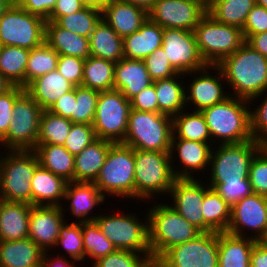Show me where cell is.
Segmentation results:
<instances>
[{"mask_svg": "<svg viewBox=\"0 0 267 267\" xmlns=\"http://www.w3.org/2000/svg\"><path fill=\"white\" fill-rule=\"evenodd\" d=\"M130 102L131 109L158 113V100L154 84L139 92Z\"/></svg>", "mask_w": 267, "mask_h": 267, "instance_id": "obj_56", "label": "cell"}, {"mask_svg": "<svg viewBox=\"0 0 267 267\" xmlns=\"http://www.w3.org/2000/svg\"><path fill=\"white\" fill-rule=\"evenodd\" d=\"M30 50L17 46H2L0 73L12 84L25 88V72Z\"/></svg>", "mask_w": 267, "mask_h": 267, "instance_id": "obj_40", "label": "cell"}, {"mask_svg": "<svg viewBox=\"0 0 267 267\" xmlns=\"http://www.w3.org/2000/svg\"><path fill=\"white\" fill-rule=\"evenodd\" d=\"M172 135L171 116L131 109L122 144L138 150L170 152Z\"/></svg>", "mask_w": 267, "mask_h": 267, "instance_id": "obj_6", "label": "cell"}, {"mask_svg": "<svg viewBox=\"0 0 267 267\" xmlns=\"http://www.w3.org/2000/svg\"><path fill=\"white\" fill-rule=\"evenodd\" d=\"M163 29L148 17L138 31L123 38L124 58L144 60L162 46Z\"/></svg>", "mask_w": 267, "mask_h": 267, "instance_id": "obj_25", "label": "cell"}, {"mask_svg": "<svg viewBox=\"0 0 267 267\" xmlns=\"http://www.w3.org/2000/svg\"><path fill=\"white\" fill-rule=\"evenodd\" d=\"M102 19L122 38L138 31L148 12L123 0H113L101 9Z\"/></svg>", "mask_w": 267, "mask_h": 267, "instance_id": "obj_22", "label": "cell"}, {"mask_svg": "<svg viewBox=\"0 0 267 267\" xmlns=\"http://www.w3.org/2000/svg\"><path fill=\"white\" fill-rule=\"evenodd\" d=\"M135 198L150 199L156 193H169L176 177L170 152L134 149Z\"/></svg>", "mask_w": 267, "mask_h": 267, "instance_id": "obj_4", "label": "cell"}, {"mask_svg": "<svg viewBox=\"0 0 267 267\" xmlns=\"http://www.w3.org/2000/svg\"><path fill=\"white\" fill-rule=\"evenodd\" d=\"M101 215L95 222L103 235L112 242L118 250H128L136 253L151 254L148 240V217L145 223L135 214ZM135 215V216H134ZM141 222H140V221Z\"/></svg>", "mask_w": 267, "mask_h": 267, "instance_id": "obj_13", "label": "cell"}, {"mask_svg": "<svg viewBox=\"0 0 267 267\" xmlns=\"http://www.w3.org/2000/svg\"><path fill=\"white\" fill-rule=\"evenodd\" d=\"M59 54L46 42L30 50L25 72V87L39 76L57 70Z\"/></svg>", "mask_w": 267, "mask_h": 267, "instance_id": "obj_43", "label": "cell"}, {"mask_svg": "<svg viewBox=\"0 0 267 267\" xmlns=\"http://www.w3.org/2000/svg\"><path fill=\"white\" fill-rule=\"evenodd\" d=\"M123 1L141 7L147 12H149L152 9L156 0H123Z\"/></svg>", "mask_w": 267, "mask_h": 267, "instance_id": "obj_63", "label": "cell"}, {"mask_svg": "<svg viewBox=\"0 0 267 267\" xmlns=\"http://www.w3.org/2000/svg\"><path fill=\"white\" fill-rule=\"evenodd\" d=\"M214 189L231 207L243 198L253 194L249 180L240 182H210Z\"/></svg>", "mask_w": 267, "mask_h": 267, "instance_id": "obj_50", "label": "cell"}, {"mask_svg": "<svg viewBox=\"0 0 267 267\" xmlns=\"http://www.w3.org/2000/svg\"><path fill=\"white\" fill-rule=\"evenodd\" d=\"M81 1H83L86 5L95 6L102 9L113 0H81Z\"/></svg>", "mask_w": 267, "mask_h": 267, "instance_id": "obj_64", "label": "cell"}, {"mask_svg": "<svg viewBox=\"0 0 267 267\" xmlns=\"http://www.w3.org/2000/svg\"><path fill=\"white\" fill-rule=\"evenodd\" d=\"M25 90V88L13 85L9 90L0 94V137L2 138L8 131L12 119V111L15 99Z\"/></svg>", "mask_w": 267, "mask_h": 267, "instance_id": "obj_53", "label": "cell"}, {"mask_svg": "<svg viewBox=\"0 0 267 267\" xmlns=\"http://www.w3.org/2000/svg\"><path fill=\"white\" fill-rule=\"evenodd\" d=\"M204 232H227L231 220V206L212 188L204 195L201 208Z\"/></svg>", "mask_w": 267, "mask_h": 267, "instance_id": "obj_36", "label": "cell"}, {"mask_svg": "<svg viewBox=\"0 0 267 267\" xmlns=\"http://www.w3.org/2000/svg\"><path fill=\"white\" fill-rule=\"evenodd\" d=\"M72 124L67 118L51 113L48 110L42 111L36 144L64 146Z\"/></svg>", "mask_w": 267, "mask_h": 267, "instance_id": "obj_41", "label": "cell"}, {"mask_svg": "<svg viewBox=\"0 0 267 267\" xmlns=\"http://www.w3.org/2000/svg\"><path fill=\"white\" fill-rule=\"evenodd\" d=\"M96 139L93 125L73 123L64 147L76 156Z\"/></svg>", "mask_w": 267, "mask_h": 267, "instance_id": "obj_49", "label": "cell"}, {"mask_svg": "<svg viewBox=\"0 0 267 267\" xmlns=\"http://www.w3.org/2000/svg\"><path fill=\"white\" fill-rule=\"evenodd\" d=\"M90 54L93 57L118 62L124 58L123 38L103 19L89 36Z\"/></svg>", "mask_w": 267, "mask_h": 267, "instance_id": "obj_33", "label": "cell"}, {"mask_svg": "<svg viewBox=\"0 0 267 267\" xmlns=\"http://www.w3.org/2000/svg\"><path fill=\"white\" fill-rule=\"evenodd\" d=\"M14 3H15V0H0V17L5 12H7Z\"/></svg>", "mask_w": 267, "mask_h": 267, "instance_id": "obj_65", "label": "cell"}, {"mask_svg": "<svg viewBox=\"0 0 267 267\" xmlns=\"http://www.w3.org/2000/svg\"><path fill=\"white\" fill-rule=\"evenodd\" d=\"M253 193L267 197V147L263 146L254 156L249 170Z\"/></svg>", "mask_w": 267, "mask_h": 267, "instance_id": "obj_48", "label": "cell"}, {"mask_svg": "<svg viewBox=\"0 0 267 267\" xmlns=\"http://www.w3.org/2000/svg\"><path fill=\"white\" fill-rule=\"evenodd\" d=\"M206 4H208L211 0H203Z\"/></svg>", "mask_w": 267, "mask_h": 267, "instance_id": "obj_69", "label": "cell"}, {"mask_svg": "<svg viewBox=\"0 0 267 267\" xmlns=\"http://www.w3.org/2000/svg\"><path fill=\"white\" fill-rule=\"evenodd\" d=\"M13 85L0 73V94L9 90Z\"/></svg>", "mask_w": 267, "mask_h": 267, "instance_id": "obj_66", "label": "cell"}, {"mask_svg": "<svg viewBox=\"0 0 267 267\" xmlns=\"http://www.w3.org/2000/svg\"><path fill=\"white\" fill-rule=\"evenodd\" d=\"M217 66L235 97L253 102L267 92V58L247 42Z\"/></svg>", "mask_w": 267, "mask_h": 267, "instance_id": "obj_1", "label": "cell"}, {"mask_svg": "<svg viewBox=\"0 0 267 267\" xmlns=\"http://www.w3.org/2000/svg\"><path fill=\"white\" fill-rule=\"evenodd\" d=\"M206 13L203 0H156L148 16L162 28L194 31Z\"/></svg>", "mask_w": 267, "mask_h": 267, "instance_id": "obj_16", "label": "cell"}, {"mask_svg": "<svg viewBox=\"0 0 267 267\" xmlns=\"http://www.w3.org/2000/svg\"><path fill=\"white\" fill-rule=\"evenodd\" d=\"M246 42L267 58V32L252 35Z\"/></svg>", "mask_w": 267, "mask_h": 267, "instance_id": "obj_62", "label": "cell"}, {"mask_svg": "<svg viewBox=\"0 0 267 267\" xmlns=\"http://www.w3.org/2000/svg\"><path fill=\"white\" fill-rule=\"evenodd\" d=\"M150 78L155 81L170 78L179 72L170 64L162 47L156 49L144 59Z\"/></svg>", "mask_w": 267, "mask_h": 267, "instance_id": "obj_51", "label": "cell"}, {"mask_svg": "<svg viewBox=\"0 0 267 267\" xmlns=\"http://www.w3.org/2000/svg\"><path fill=\"white\" fill-rule=\"evenodd\" d=\"M267 96V93H266ZM257 106L256 109L250 111L251 133L253 139L262 146L267 145V97Z\"/></svg>", "mask_w": 267, "mask_h": 267, "instance_id": "obj_54", "label": "cell"}, {"mask_svg": "<svg viewBox=\"0 0 267 267\" xmlns=\"http://www.w3.org/2000/svg\"><path fill=\"white\" fill-rule=\"evenodd\" d=\"M172 138H181L199 142L211 143V134L201 111L192 113L182 111L172 117ZM177 134V135H176ZM209 140V141H208Z\"/></svg>", "mask_w": 267, "mask_h": 267, "instance_id": "obj_38", "label": "cell"}, {"mask_svg": "<svg viewBox=\"0 0 267 267\" xmlns=\"http://www.w3.org/2000/svg\"><path fill=\"white\" fill-rule=\"evenodd\" d=\"M155 264L158 267H218V233L202 232L167 250Z\"/></svg>", "mask_w": 267, "mask_h": 267, "instance_id": "obj_14", "label": "cell"}, {"mask_svg": "<svg viewBox=\"0 0 267 267\" xmlns=\"http://www.w3.org/2000/svg\"><path fill=\"white\" fill-rule=\"evenodd\" d=\"M134 174V149L122 143H114L94 184L104 196L107 193L135 199Z\"/></svg>", "mask_w": 267, "mask_h": 267, "instance_id": "obj_7", "label": "cell"}, {"mask_svg": "<svg viewBox=\"0 0 267 267\" xmlns=\"http://www.w3.org/2000/svg\"><path fill=\"white\" fill-rule=\"evenodd\" d=\"M75 102L77 101L75 98L74 86L71 91L59 98L48 111L61 117L70 119L72 113H74Z\"/></svg>", "mask_w": 267, "mask_h": 267, "instance_id": "obj_58", "label": "cell"}, {"mask_svg": "<svg viewBox=\"0 0 267 267\" xmlns=\"http://www.w3.org/2000/svg\"><path fill=\"white\" fill-rule=\"evenodd\" d=\"M82 240L85 259L91 257V259H94V262L116 250L112 242L103 235L95 221L82 223Z\"/></svg>", "mask_w": 267, "mask_h": 267, "instance_id": "obj_44", "label": "cell"}, {"mask_svg": "<svg viewBox=\"0 0 267 267\" xmlns=\"http://www.w3.org/2000/svg\"><path fill=\"white\" fill-rule=\"evenodd\" d=\"M131 102L121 91L99 93L93 128L98 139L122 143L128 128Z\"/></svg>", "mask_w": 267, "mask_h": 267, "instance_id": "obj_12", "label": "cell"}, {"mask_svg": "<svg viewBox=\"0 0 267 267\" xmlns=\"http://www.w3.org/2000/svg\"><path fill=\"white\" fill-rule=\"evenodd\" d=\"M244 227L255 233L251 238L256 241L264 235L267 228V197L253 193L231 207L227 233L244 237Z\"/></svg>", "mask_w": 267, "mask_h": 267, "instance_id": "obj_17", "label": "cell"}, {"mask_svg": "<svg viewBox=\"0 0 267 267\" xmlns=\"http://www.w3.org/2000/svg\"><path fill=\"white\" fill-rule=\"evenodd\" d=\"M242 31L246 41L252 35L267 32V9L256 4L248 13Z\"/></svg>", "mask_w": 267, "mask_h": 267, "instance_id": "obj_55", "label": "cell"}, {"mask_svg": "<svg viewBox=\"0 0 267 267\" xmlns=\"http://www.w3.org/2000/svg\"><path fill=\"white\" fill-rule=\"evenodd\" d=\"M250 267H267V247L259 241L252 248Z\"/></svg>", "mask_w": 267, "mask_h": 267, "instance_id": "obj_60", "label": "cell"}, {"mask_svg": "<svg viewBox=\"0 0 267 267\" xmlns=\"http://www.w3.org/2000/svg\"><path fill=\"white\" fill-rule=\"evenodd\" d=\"M114 143L109 140L96 139L74 160V181L95 182L101 167L104 165L107 153Z\"/></svg>", "mask_w": 267, "mask_h": 267, "instance_id": "obj_30", "label": "cell"}, {"mask_svg": "<svg viewBox=\"0 0 267 267\" xmlns=\"http://www.w3.org/2000/svg\"><path fill=\"white\" fill-rule=\"evenodd\" d=\"M153 84L144 60L122 58L114 67V90L121 91L128 99Z\"/></svg>", "mask_w": 267, "mask_h": 267, "instance_id": "obj_23", "label": "cell"}, {"mask_svg": "<svg viewBox=\"0 0 267 267\" xmlns=\"http://www.w3.org/2000/svg\"><path fill=\"white\" fill-rule=\"evenodd\" d=\"M92 264L91 267H151L154 262L151 254L116 249L111 254L97 259Z\"/></svg>", "mask_w": 267, "mask_h": 267, "instance_id": "obj_47", "label": "cell"}, {"mask_svg": "<svg viewBox=\"0 0 267 267\" xmlns=\"http://www.w3.org/2000/svg\"><path fill=\"white\" fill-rule=\"evenodd\" d=\"M115 62L90 56L85 60L81 86L99 92L114 89Z\"/></svg>", "mask_w": 267, "mask_h": 267, "instance_id": "obj_39", "label": "cell"}, {"mask_svg": "<svg viewBox=\"0 0 267 267\" xmlns=\"http://www.w3.org/2000/svg\"><path fill=\"white\" fill-rule=\"evenodd\" d=\"M209 189V184L204 186L203 182L200 183L197 179L176 178L169 191L174 202L171 207L201 232H204L201 208L204 195Z\"/></svg>", "mask_w": 267, "mask_h": 267, "instance_id": "obj_18", "label": "cell"}, {"mask_svg": "<svg viewBox=\"0 0 267 267\" xmlns=\"http://www.w3.org/2000/svg\"><path fill=\"white\" fill-rule=\"evenodd\" d=\"M255 243L256 240L251 236L218 233V267H250Z\"/></svg>", "mask_w": 267, "mask_h": 267, "instance_id": "obj_29", "label": "cell"}, {"mask_svg": "<svg viewBox=\"0 0 267 267\" xmlns=\"http://www.w3.org/2000/svg\"><path fill=\"white\" fill-rule=\"evenodd\" d=\"M85 60L75 56L59 55L57 71L73 86H81Z\"/></svg>", "mask_w": 267, "mask_h": 267, "instance_id": "obj_52", "label": "cell"}, {"mask_svg": "<svg viewBox=\"0 0 267 267\" xmlns=\"http://www.w3.org/2000/svg\"><path fill=\"white\" fill-rule=\"evenodd\" d=\"M62 206H32L29 216L28 237L43 251L54 248L63 225ZM50 247V248H49ZM49 249V250H48Z\"/></svg>", "mask_w": 267, "mask_h": 267, "instance_id": "obj_19", "label": "cell"}, {"mask_svg": "<svg viewBox=\"0 0 267 267\" xmlns=\"http://www.w3.org/2000/svg\"><path fill=\"white\" fill-rule=\"evenodd\" d=\"M57 0H15V3L27 12L37 15L46 21L49 19Z\"/></svg>", "mask_w": 267, "mask_h": 267, "instance_id": "obj_57", "label": "cell"}, {"mask_svg": "<svg viewBox=\"0 0 267 267\" xmlns=\"http://www.w3.org/2000/svg\"><path fill=\"white\" fill-rule=\"evenodd\" d=\"M147 217L149 247L154 263L167 250L202 233L168 203L154 205Z\"/></svg>", "mask_w": 267, "mask_h": 267, "instance_id": "obj_3", "label": "cell"}, {"mask_svg": "<svg viewBox=\"0 0 267 267\" xmlns=\"http://www.w3.org/2000/svg\"><path fill=\"white\" fill-rule=\"evenodd\" d=\"M249 103L245 99L230 95L224 101L201 111L211 134V143L214 140V144L216 139L217 143L221 144H237L253 140Z\"/></svg>", "mask_w": 267, "mask_h": 267, "instance_id": "obj_2", "label": "cell"}, {"mask_svg": "<svg viewBox=\"0 0 267 267\" xmlns=\"http://www.w3.org/2000/svg\"><path fill=\"white\" fill-rule=\"evenodd\" d=\"M105 197L94 182H68L65 189L64 199L69 200V207L79 223L95 221L97 215H90V210L105 201ZM82 220H81V219Z\"/></svg>", "mask_w": 267, "mask_h": 267, "instance_id": "obj_24", "label": "cell"}, {"mask_svg": "<svg viewBox=\"0 0 267 267\" xmlns=\"http://www.w3.org/2000/svg\"><path fill=\"white\" fill-rule=\"evenodd\" d=\"M43 253L29 237L0 241V267H40Z\"/></svg>", "mask_w": 267, "mask_h": 267, "instance_id": "obj_32", "label": "cell"}, {"mask_svg": "<svg viewBox=\"0 0 267 267\" xmlns=\"http://www.w3.org/2000/svg\"><path fill=\"white\" fill-rule=\"evenodd\" d=\"M161 47L170 64L186 76L208 66L199 52L194 31L164 28Z\"/></svg>", "mask_w": 267, "mask_h": 267, "instance_id": "obj_15", "label": "cell"}, {"mask_svg": "<svg viewBox=\"0 0 267 267\" xmlns=\"http://www.w3.org/2000/svg\"><path fill=\"white\" fill-rule=\"evenodd\" d=\"M42 108L24 90L16 99L7 133L2 137L6 150H34Z\"/></svg>", "mask_w": 267, "mask_h": 267, "instance_id": "obj_11", "label": "cell"}, {"mask_svg": "<svg viewBox=\"0 0 267 267\" xmlns=\"http://www.w3.org/2000/svg\"><path fill=\"white\" fill-rule=\"evenodd\" d=\"M99 91L83 86H75V107L69 119L72 123L90 124L92 125L97 102L99 98Z\"/></svg>", "mask_w": 267, "mask_h": 267, "instance_id": "obj_45", "label": "cell"}, {"mask_svg": "<svg viewBox=\"0 0 267 267\" xmlns=\"http://www.w3.org/2000/svg\"><path fill=\"white\" fill-rule=\"evenodd\" d=\"M0 157V196L5 201L32 204L31 179L40 165L33 150H9Z\"/></svg>", "mask_w": 267, "mask_h": 267, "instance_id": "obj_5", "label": "cell"}, {"mask_svg": "<svg viewBox=\"0 0 267 267\" xmlns=\"http://www.w3.org/2000/svg\"><path fill=\"white\" fill-rule=\"evenodd\" d=\"M38 157L39 164L53 174L67 182L74 181V160L64 146L53 144H36L33 150Z\"/></svg>", "mask_w": 267, "mask_h": 267, "instance_id": "obj_35", "label": "cell"}, {"mask_svg": "<svg viewBox=\"0 0 267 267\" xmlns=\"http://www.w3.org/2000/svg\"><path fill=\"white\" fill-rule=\"evenodd\" d=\"M86 6L81 0H57L47 21L55 22L59 17L80 11Z\"/></svg>", "mask_w": 267, "mask_h": 267, "instance_id": "obj_59", "label": "cell"}, {"mask_svg": "<svg viewBox=\"0 0 267 267\" xmlns=\"http://www.w3.org/2000/svg\"><path fill=\"white\" fill-rule=\"evenodd\" d=\"M211 67L213 70L217 71L216 76L208 73ZM196 72L203 74L195 76L196 78L191 81L192 83L190 82L189 87H185L189 89V92L188 89L186 90L187 92H185L186 103H188V106L190 103H193L196 111H202L204 108L220 103L230 96V94L228 95L227 92H224L225 85L223 83L221 84V80L225 78L221 69L217 65H208Z\"/></svg>", "mask_w": 267, "mask_h": 267, "instance_id": "obj_20", "label": "cell"}, {"mask_svg": "<svg viewBox=\"0 0 267 267\" xmlns=\"http://www.w3.org/2000/svg\"><path fill=\"white\" fill-rule=\"evenodd\" d=\"M258 241L267 247V228L264 235Z\"/></svg>", "mask_w": 267, "mask_h": 267, "instance_id": "obj_67", "label": "cell"}, {"mask_svg": "<svg viewBox=\"0 0 267 267\" xmlns=\"http://www.w3.org/2000/svg\"><path fill=\"white\" fill-rule=\"evenodd\" d=\"M71 222L70 224H65L59 229V237L57 239L56 245L60 247L62 245V249L68 253V257L71 259L83 261L85 259V251L84 244L82 240V223Z\"/></svg>", "mask_w": 267, "mask_h": 267, "instance_id": "obj_46", "label": "cell"}, {"mask_svg": "<svg viewBox=\"0 0 267 267\" xmlns=\"http://www.w3.org/2000/svg\"><path fill=\"white\" fill-rule=\"evenodd\" d=\"M45 42L59 55L75 56L84 60L91 56L89 38L68 31L53 21H46Z\"/></svg>", "mask_w": 267, "mask_h": 267, "instance_id": "obj_31", "label": "cell"}, {"mask_svg": "<svg viewBox=\"0 0 267 267\" xmlns=\"http://www.w3.org/2000/svg\"><path fill=\"white\" fill-rule=\"evenodd\" d=\"M194 34L199 52L208 65H217L246 42L242 29L217 22L208 13L194 28Z\"/></svg>", "mask_w": 267, "mask_h": 267, "instance_id": "obj_8", "label": "cell"}, {"mask_svg": "<svg viewBox=\"0 0 267 267\" xmlns=\"http://www.w3.org/2000/svg\"><path fill=\"white\" fill-rule=\"evenodd\" d=\"M256 4L267 9V0H255Z\"/></svg>", "mask_w": 267, "mask_h": 267, "instance_id": "obj_68", "label": "cell"}, {"mask_svg": "<svg viewBox=\"0 0 267 267\" xmlns=\"http://www.w3.org/2000/svg\"><path fill=\"white\" fill-rule=\"evenodd\" d=\"M255 5V0H211L207 13L217 22L243 29L248 13Z\"/></svg>", "mask_w": 267, "mask_h": 267, "instance_id": "obj_37", "label": "cell"}, {"mask_svg": "<svg viewBox=\"0 0 267 267\" xmlns=\"http://www.w3.org/2000/svg\"><path fill=\"white\" fill-rule=\"evenodd\" d=\"M46 20L31 14L16 3L0 17L2 46L31 50L45 42Z\"/></svg>", "mask_w": 267, "mask_h": 267, "instance_id": "obj_10", "label": "cell"}, {"mask_svg": "<svg viewBox=\"0 0 267 267\" xmlns=\"http://www.w3.org/2000/svg\"><path fill=\"white\" fill-rule=\"evenodd\" d=\"M262 147L253 139L237 144H220L215 151L212 148L210 182L249 180L250 164Z\"/></svg>", "mask_w": 267, "mask_h": 267, "instance_id": "obj_9", "label": "cell"}, {"mask_svg": "<svg viewBox=\"0 0 267 267\" xmlns=\"http://www.w3.org/2000/svg\"><path fill=\"white\" fill-rule=\"evenodd\" d=\"M67 181L39 165L31 179L32 205L62 206ZM47 202V203H46Z\"/></svg>", "mask_w": 267, "mask_h": 267, "instance_id": "obj_28", "label": "cell"}, {"mask_svg": "<svg viewBox=\"0 0 267 267\" xmlns=\"http://www.w3.org/2000/svg\"><path fill=\"white\" fill-rule=\"evenodd\" d=\"M32 204L2 201L0 206V241L28 238Z\"/></svg>", "mask_w": 267, "mask_h": 267, "instance_id": "obj_27", "label": "cell"}, {"mask_svg": "<svg viewBox=\"0 0 267 267\" xmlns=\"http://www.w3.org/2000/svg\"><path fill=\"white\" fill-rule=\"evenodd\" d=\"M151 267H158L155 263Z\"/></svg>", "mask_w": 267, "mask_h": 267, "instance_id": "obj_72", "label": "cell"}, {"mask_svg": "<svg viewBox=\"0 0 267 267\" xmlns=\"http://www.w3.org/2000/svg\"><path fill=\"white\" fill-rule=\"evenodd\" d=\"M73 88L74 86L55 70L34 79L25 87V91L46 111Z\"/></svg>", "mask_w": 267, "mask_h": 267, "instance_id": "obj_26", "label": "cell"}, {"mask_svg": "<svg viewBox=\"0 0 267 267\" xmlns=\"http://www.w3.org/2000/svg\"><path fill=\"white\" fill-rule=\"evenodd\" d=\"M101 19V8L86 5L78 12L59 17L55 22L68 31L89 38Z\"/></svg>", "mask_w": 267, "mask_h": 267, "instance_id": "obj_42", "label": "cell"}, {"mask_svg": "<svg viewBox=\"0 0 267 267\" xmlns=\"http://www.w3.org/2000/svg\"><path fill=\"white\" fill-rule=\"evenodd\" d=\"M49 252H44L43 256H42V261H41V265L40 267H76L74 266L75 264L72 263H76L74 260V262L71 260H66L65 257H63V255H59L57 257L53 258L50 257V254L48 255ZM60 256V257H59ZM72 262V263H71Z\"/></svg>", "mask_w": 267, "mask_h": 267, "instance_id": "obj_61", "label": "cell"}, {"mask_svg": "<svg viewBox=\"0 0 267 267\" xmlns=\"http://www.w3.org/2000/svg\"><path fill=\"white\" fill-rule=\"evenodd\" d=\"M2 201H3V199H2V197L0 196V206H1V204H2Z\"/></svg>", "mask_w": 267, "mask_h": 267, "instance_id": "obj_71", "label": "cell"}, {"mask_svg": "<svg viewBox=\"0 0 267 267\" xmlns=\"http://www.w3.org/2000/svg\"><path fill=\"white\" fill-rule=\"evenodd\" d=\"M210 144L209 142L172 138L170 155L174 157V154L178 151L177 157L181 162V167H183L182 170L172 169L175 177L194 179L195 171L198 172L199 170L205 169L206 166H209L212 150Z\"/></svg>", "mask_w": 267, "mask_h": 267, "instance_id": "obj_21", "label": "cell"}, {"mask_svg": "<svg viewBox=\"0 0 267 267\" xmlns=\"http://www.w3.org/2000/svg\"><path fill=\"white\" fill-rule=\"evenodd\" d=\"M0 145L3 146V141H2V138L0 137Z\"/></svg>", "mask_w": 267, "mask_h": 267, "instance_id": "obj_70", "label": "cell"}, {"mask_svg": "<svg viewBox=\"0 0 267 267\" xmlns=\"http://www.w3.org/2000/svg\"><path fill=\"white\" fill-rule=\"evenodd\" d=\"M181 75L185 76L178 73L170 78L153 81L158 100V113L173 117L181 111L185 112L183 107H186V88L182 81L178 80L182 79Z\"/></svg>", "mask_w": 267, "mask_h": 267, "instance_id": "obj_34", "label": "cell"}]
</instances>
